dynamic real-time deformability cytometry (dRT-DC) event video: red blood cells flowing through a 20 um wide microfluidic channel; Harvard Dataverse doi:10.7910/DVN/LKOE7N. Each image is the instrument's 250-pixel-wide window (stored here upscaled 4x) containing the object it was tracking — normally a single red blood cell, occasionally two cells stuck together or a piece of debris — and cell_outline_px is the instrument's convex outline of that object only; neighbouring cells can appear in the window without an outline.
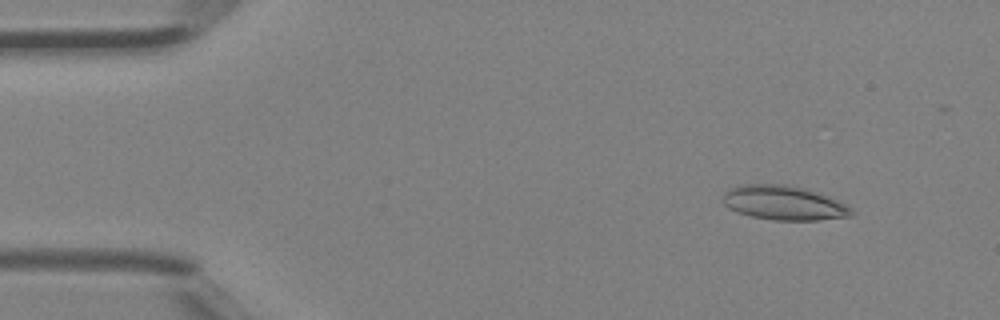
{"species": "Egyptian fruit bat (a non-hibernating species)", "species_latin": "Rousettus aegyptiacus", "temperature_condition": "room temperature", "stored_images_in_passage": 45, "camera_frame_rate_fps": 3000, "um_per_image_px": 0.085, "animal": {"sex": "female"}, "frame": {"image": 1, "passage_image": 5, "time_ms": 1.333, "image_size_px": [1000, 320], "cell_outline_px": [[856, 212], [852, 216], [820, 220], [772, 220], [752, 216], [736, 212], [728, 208], [724, 204], [724, 192], [728, 188], [740, 184], [784, 184], [808, 188], [848, 204]], "centroid_in_image_um": [66.66, 17.24], "position_along_channel_um": 18.3, "area_um2": 26.18}}
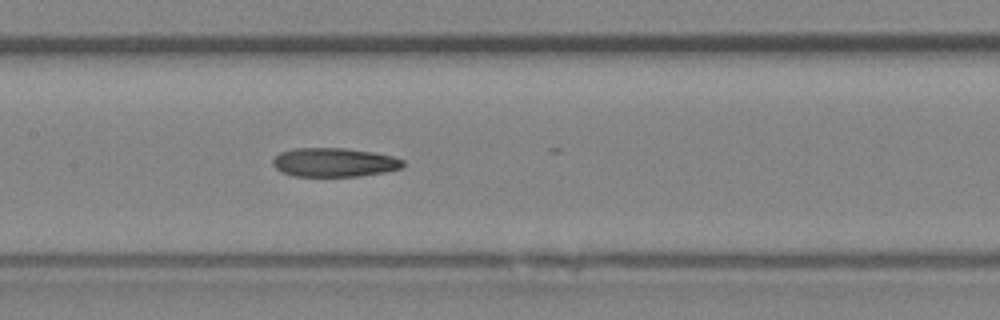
{"frame": {"image": 2, "passage_image": 22, "time_ms": 7.0, "image_size_px": [1000, 320], "cell_outline_px": [[404, 168], [384, 172], [360, 176], [296, 176], [284, 172], [276, 168], [272, 164], [272, 160], [280, 152], [292, 148], [348, 148], [372, 152], [392, 156], [404, 160]], "centroid_in_image_um": [28.43, 13.79], "position_along_channel_um": 179.0, "area_um2": 21.96}}
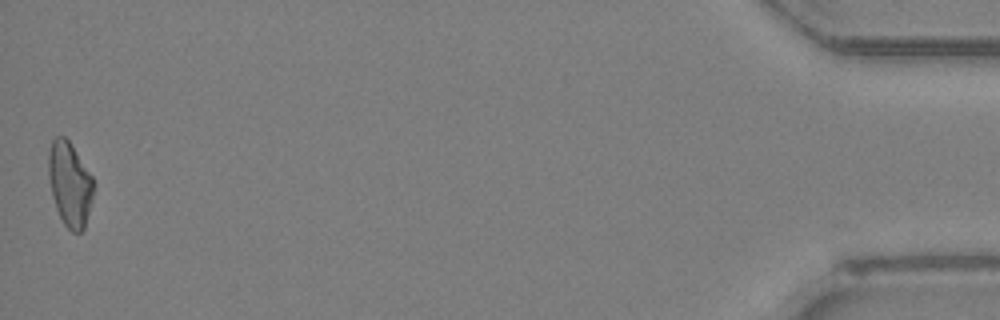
{"frame": {"image": 3, "passage_image": 45, "time_ms": 14.667, "image_size_px": [1000, 320], "cell_outline_px": [[92, 196], [84, 228], [80, 232], [72, 232], [64, 224], [56, 208], [52, 196], [48, 176], [48, 152], [52, 140], [56, 136], [64, 136], [68, 140], [92, 176]], "centroid_in_image_um": [5.89, 15.63], "position_along_channel_um": 429.3, "area_um2": 21.73}}